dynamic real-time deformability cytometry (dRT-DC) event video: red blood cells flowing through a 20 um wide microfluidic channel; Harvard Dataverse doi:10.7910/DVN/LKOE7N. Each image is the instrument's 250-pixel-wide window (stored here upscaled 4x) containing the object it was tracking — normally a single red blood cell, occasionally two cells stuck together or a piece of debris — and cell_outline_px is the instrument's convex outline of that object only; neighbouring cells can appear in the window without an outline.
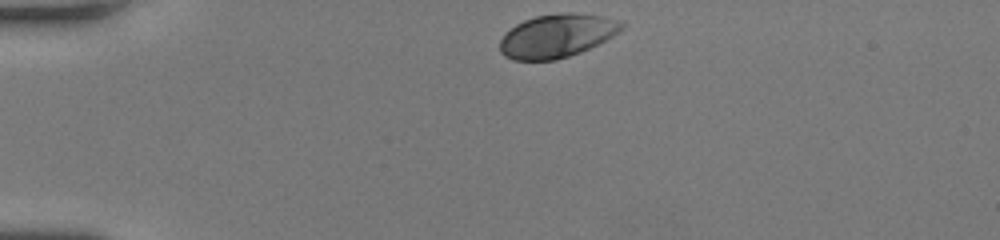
{"species": "human", "species_latin": "Homo sapiens", "temperature_condition": "room temperature", "stored_images_in_passage": 32, "camera_frame_rate_fps": 3000, "um_per_image_px": 0.085, "donor": {"sex": "female"}, "frame": {"image": 1, "passage_image": 1, "time_ms": 0.0, "image_size_px": [1000, 240], "cell_outline_px": [[624, 28], [620, 32], [580, 52], [556, 60], [512, 60], [504, 56], [500, 52], [500, 40], [504, 32], [516, 24], [524, 20], [536, 16], [564, 12], [572, 12], [600, 16], [616, 20], [624, 24]], "centroid_in_image_um": [47.29, 3.04], "position_along_channel_um": 37.7, "area_um2": 30.69}}
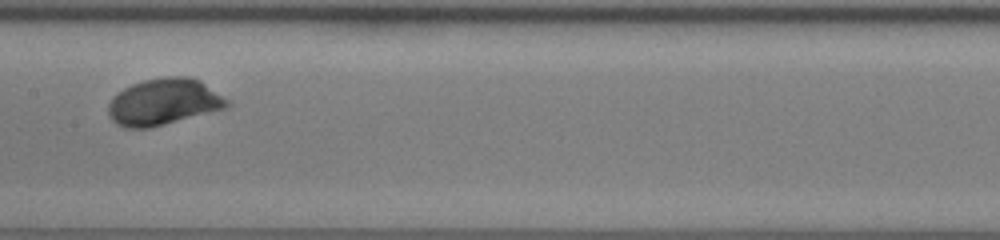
{"frame": {"image": 2, "passage_image": 16, "time_ms": 5.0, "image_size_px": [1000, 240], "cell_outline_px": [[232, 104], [228, 108], [148, 128], [124, 128], [116, 124], [108, 116], [108, 104], [112, 96], [124, 88], [132, 84], [144, 80], [168, 76], [188, 76], [200, 80], [228, 100]], "centroid_in_image_um": [13.9, 8.66], "position_along_channel_um": 193.5, "area_um2": 32.31}}
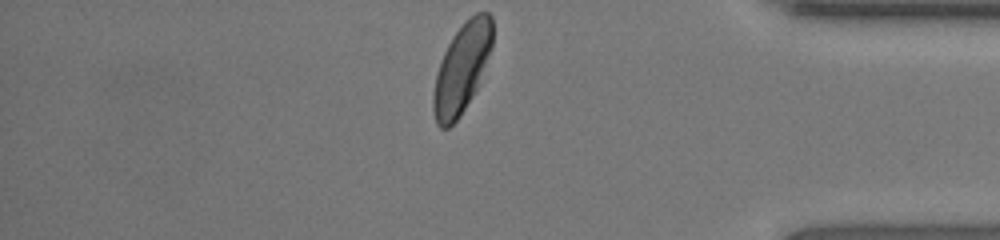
{"frame": {"image": 3, "passage_image": 32, "time_ms": 10.333, "image_size_px": [1000, 240], "cell_outline_px": [[492, 48], [476, 88], [460, 116], [448, 128], [440, 128], [436, 124], [432, 108], [432, 96], [436, 76], [444, 52], [452, 36], [476, 12], [488, 12], [492, 16]], "centroid_in_image_um": [39.24, 5.83], "position_along_channel_um": 396.0, "area_um2": 30.29}, "authors_computed_cell_mechanics": {"area_um2": 30.8652, "velocity_mm_per_s": 4.2159, "shape_relaxation_time_tau1_ms": 2.2057, "shape_relaxation_time_tau2_ms": null, "deformation_change_tau1": 0.1453, "deformation_change_tau2": null}}